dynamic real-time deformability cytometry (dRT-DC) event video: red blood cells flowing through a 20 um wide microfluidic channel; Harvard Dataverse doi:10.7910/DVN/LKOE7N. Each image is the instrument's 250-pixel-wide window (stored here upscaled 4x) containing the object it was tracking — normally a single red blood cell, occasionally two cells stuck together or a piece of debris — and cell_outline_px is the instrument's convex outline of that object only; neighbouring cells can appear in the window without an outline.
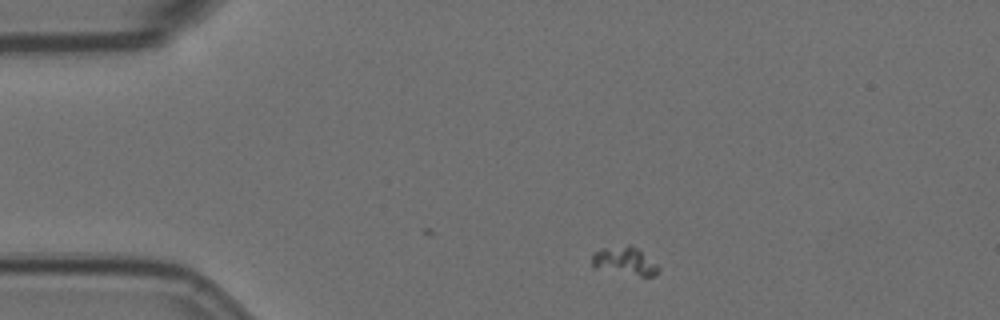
{"species": "Egyptian fruit bat (a non-hibernating species)", "species_latin": "Rousettus aegyptiacus", "temperature_condition": "room temperature", "stored_images_in_passage": 36, "camera_frame_rate_fps": 3000, "um_per_image_px": 0.085, "animal": {"sex": "female"}, "frame": {"image": 1, "passage_image": 1, "time_ms": 0.0, "image_size_px": [1000, 320], "cell_outline_px": [[660, 268], [652, 276], [640, 276], [592, 268], [592, 252], [600, 248], [628, 244], [640, 248]], "centroid_in_image_um": [53.06, 22.15], "position_along_channel_um": 31.9, "area_um2": 11.16}}
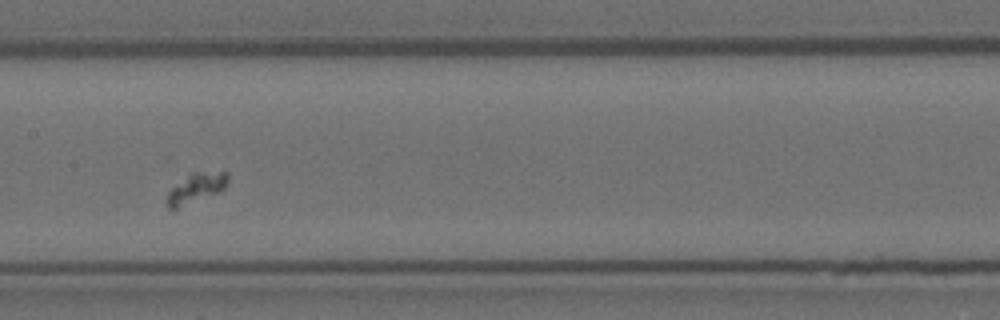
{"frame": {"image": 2, "passage_image": 19, "time_ms": 6.0, "image_size_px": [1000, 320], "cell_outline_px": [[228, 184], [220, 192], [176, 208], [168, 208], [164, 204], [164, 200], [168, 192], [172, 188], [192, 172], [228, 172]], "centroid_in_image_um": [16.66, 16.0], "position_along_channel_um": 190.7, "area_um2": 10.52}}
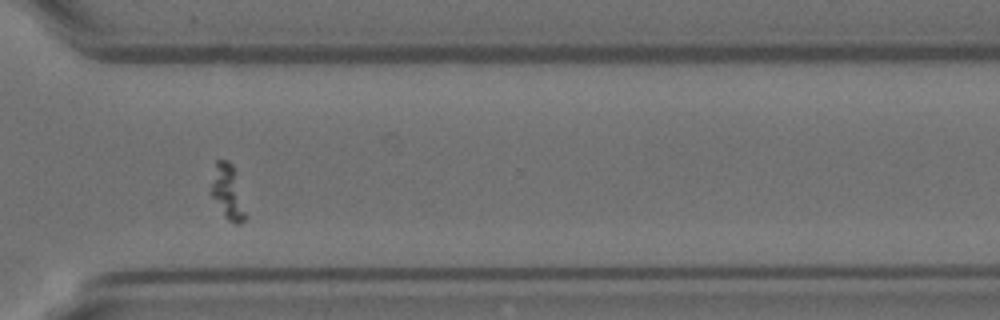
{"frame": {"image": 3, "passage_image": 33, "time_ms": 10.667, "image_size_px": [1000, 320], "cell_outline_px": [[248, 216], [240, 224], [236, 224], [228, 220], [224, 216], [208, 192], [216, 160], [228, 160], [232, 164]], "centroid_in_image_um": [19.33, 16.35], "position_along_channel_um": 351.3, "area_um2": 11.21}}